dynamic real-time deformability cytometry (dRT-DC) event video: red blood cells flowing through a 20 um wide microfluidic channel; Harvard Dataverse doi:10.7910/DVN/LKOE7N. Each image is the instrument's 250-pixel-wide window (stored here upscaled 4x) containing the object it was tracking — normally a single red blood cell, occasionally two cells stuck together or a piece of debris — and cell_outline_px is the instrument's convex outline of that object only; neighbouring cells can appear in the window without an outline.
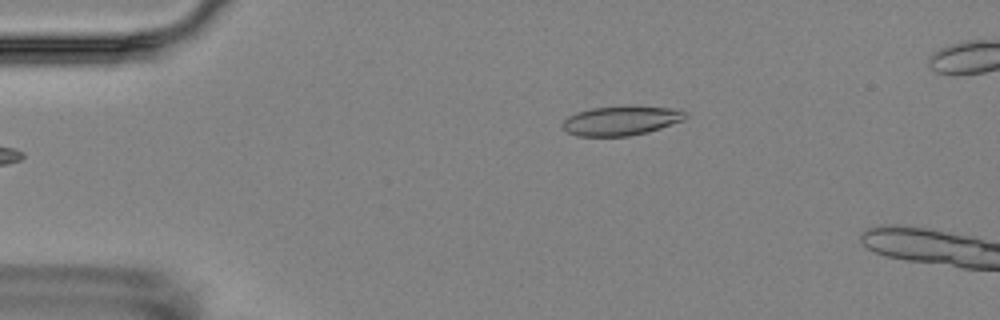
{"species": "Egyptian fruit bat (a non-hibernating species)", "species_latin": "Rousettus aegyptiacus", "temperature_condition": "room temperature", "stored_images_in_passage": 5, "camera_frame_rate_fps": 3000, "um_per_image_px": 0.085, "animal": {"sex": "female"}, "frame": {"image": 1, "passage_image": 5, "time_ms": 5.333, "image_size_px": [1000, 320], "cell_outline_px": [[688, 116], [684, 120], [648, 132], [628, 136], [576, 136], [568, 132], [560, 124], [568, 116], [576, 112], [592, 108], [628, 104], [668, 108], [684, 112]], "centroid_in_image_um": [52.76, 10.23], "position_along_channel_um": 32.2, "area_um2": 21.33}}